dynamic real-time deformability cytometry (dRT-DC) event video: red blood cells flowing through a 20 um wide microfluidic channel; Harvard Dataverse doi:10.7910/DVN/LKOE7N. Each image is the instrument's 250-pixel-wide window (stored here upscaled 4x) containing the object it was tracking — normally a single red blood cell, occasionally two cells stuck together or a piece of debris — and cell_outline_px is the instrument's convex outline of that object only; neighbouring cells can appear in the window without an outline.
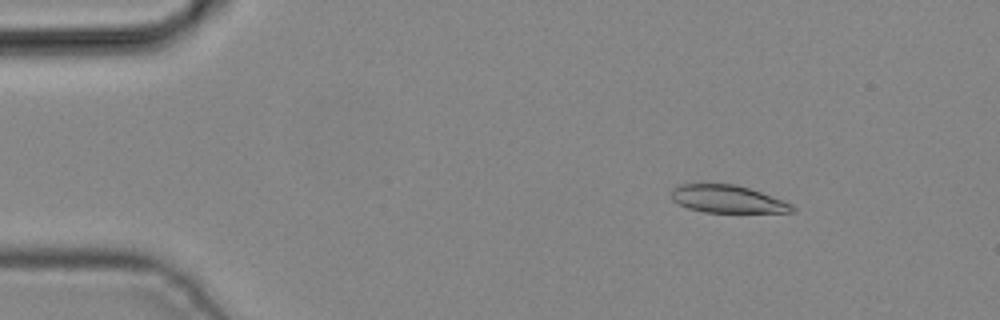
{"species": "common noctule bat (a hibernating species)", "species_latin": "Nyctalus noctula", "temperature_condition": "cold", "stored_images_in_passage": 3, "camera_frame_rate_fps": 3000, "um_per_image_px": 0.085, "animal": {"sex": "male", "body_mass_g": 19.2, "forearm_length_mm": 51.8}, "frame": {"image": 1, "passage_image": 2, "time_ms": 0.333, "image_size_px": [1000, 320], "cell_outline_px": [[796, 212], [704, 212], [688, 208], [672, 200], [672, 188], [680, 184], [736, 184], [784, 200], [792, 204], [796, 208]], "centroid_in_image_um": [61.86, 16.92], "position_along_channel_um": 23.1, "area_um2": 19.36}}